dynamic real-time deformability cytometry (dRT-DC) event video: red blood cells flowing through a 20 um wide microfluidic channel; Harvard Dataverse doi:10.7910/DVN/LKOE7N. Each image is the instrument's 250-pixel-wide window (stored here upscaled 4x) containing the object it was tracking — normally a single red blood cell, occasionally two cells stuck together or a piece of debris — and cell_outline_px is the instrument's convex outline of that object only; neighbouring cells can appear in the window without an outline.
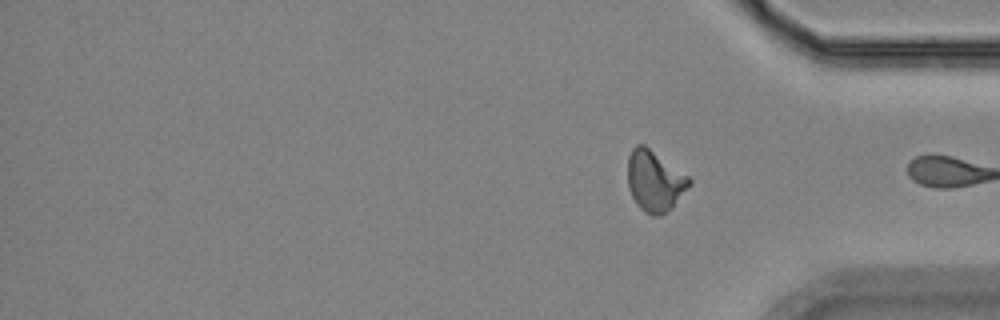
{"species": "Egyptian fruit bat (a non-hibernating species)", "species_latin": "Rousettus aegyptiacus", "temperature_condition": "room temperature", "stored_images_in_passage": 15, "segment_of_instrument_passage": [2, 2], "camera_frame_rate_fps": 3000, "um_per_image_px": 0.085, "animal": {"sex": "female"}, "frame": {"image": 1, "passage_image": 15, "time_ms": 17.333, "image_size_px": [1000, 320], "cell_outline_px": [[692, 184], [672, 208], [660, 216], [652, 216], [644, 212], [636, 204], [628, 188], [628, 156], [632, 148], [636, 144], [644, 144], [688, 176], [692, 180]], "centroid_in_image_um": [55.65, 15.4], "position_along_channel_um": 379.6, "area_um2": 21.96}}